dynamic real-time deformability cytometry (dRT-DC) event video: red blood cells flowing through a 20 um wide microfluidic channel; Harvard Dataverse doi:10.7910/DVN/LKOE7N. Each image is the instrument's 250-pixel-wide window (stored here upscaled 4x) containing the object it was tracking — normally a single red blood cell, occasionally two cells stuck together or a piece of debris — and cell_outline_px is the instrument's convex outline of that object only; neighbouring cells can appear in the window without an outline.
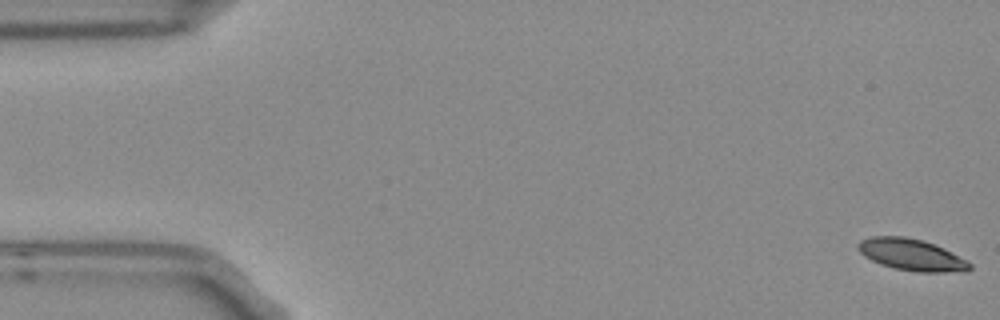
{"species": "Egyptian fruit bat (a non-hibernating species)", "species_latin": "Rousettus aegyptiacus", "temperature_condition": "room temperature", "stored_images_in_passage": 5, "camera_frame_rate_fps": 3000, "um_per_image_px": 0.085, "frame": {"image": 1, "passage_image": 1, "time_ms": 0.0, "image_size_px": [1000, 320], "cell_outline_px": [[972, 268], [968, 272], [916, 272], [892, 268], [880, 264], [864, 256], [856, 248], [856, 244], [860, 240], [872, 236], [904, 236], [920, 240], [944, 248], [968, 260], [972, 264]], "centroid_in_image_um": [77.49, 21.67], "position_along_channel_um": 7.5, "area_um2": 20.87}}
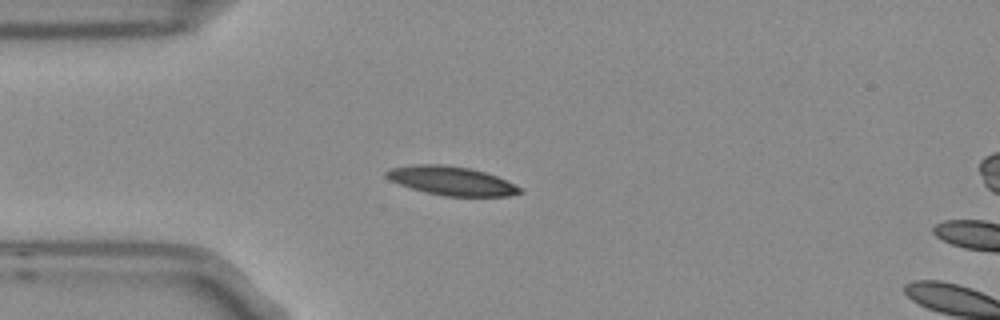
{"frame": {"image": 2, "passage_image": 4, "time_ms": 1.0, "image_size_px": [1000, 320], "cell_outline_px": [[524, 192], [508, 196], [444, 196], [424, 192], [400, 184], [384, 176], [384, 172], [392, 168], [416, 164], [440, 164], [468, 168], [484, 172], [496, 176], [524, 188]], "centroid_in_image_um": [38.41, 15.38], "position_along_channel_um": 46.6, "area_um2": 22.31}}